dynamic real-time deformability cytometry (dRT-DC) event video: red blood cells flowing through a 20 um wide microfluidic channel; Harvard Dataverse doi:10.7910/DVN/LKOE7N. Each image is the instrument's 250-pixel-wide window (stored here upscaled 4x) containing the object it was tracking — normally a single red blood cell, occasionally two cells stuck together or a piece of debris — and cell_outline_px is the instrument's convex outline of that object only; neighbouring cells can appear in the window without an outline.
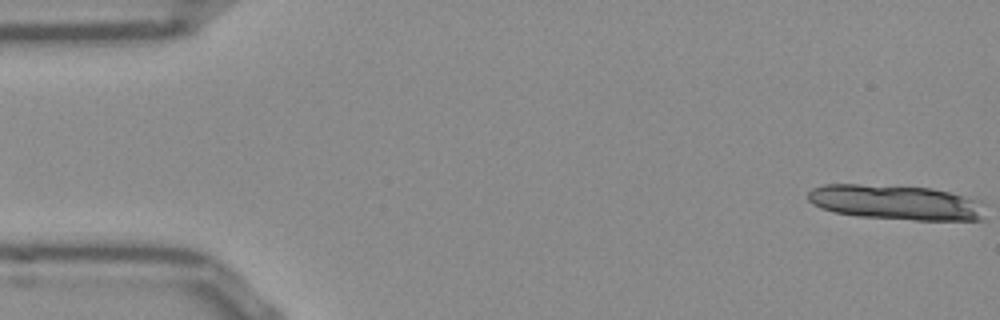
{"species": "Egyptian fruit bat (a non-hibernating species)", "species_latin": "Rousettus aegyptiacus", "temperature_condition": "room temperature", "stored_images_in_passage": 12, "camera_frame_rate_fps": 3000, "um_per_image_px": 0.085, "frame": {"image": 1, "passage_image": 1, "time_ms": 0.0, "image_size_px": [1000, 320], "cell_outline_px": [[980, 220], [912, 220], [856, 216], [832, 212], [820, 208], [812, 204], [808, 200], [808, 192], [812, 188], [824, 184], [856, 184], [932, 188], [948, 192], [972, 200], [980, 216]], "centroid_in_image_um": [75.9, 17.2], "position_along_channel_um": 9.1, "area_um2": 35.08}}